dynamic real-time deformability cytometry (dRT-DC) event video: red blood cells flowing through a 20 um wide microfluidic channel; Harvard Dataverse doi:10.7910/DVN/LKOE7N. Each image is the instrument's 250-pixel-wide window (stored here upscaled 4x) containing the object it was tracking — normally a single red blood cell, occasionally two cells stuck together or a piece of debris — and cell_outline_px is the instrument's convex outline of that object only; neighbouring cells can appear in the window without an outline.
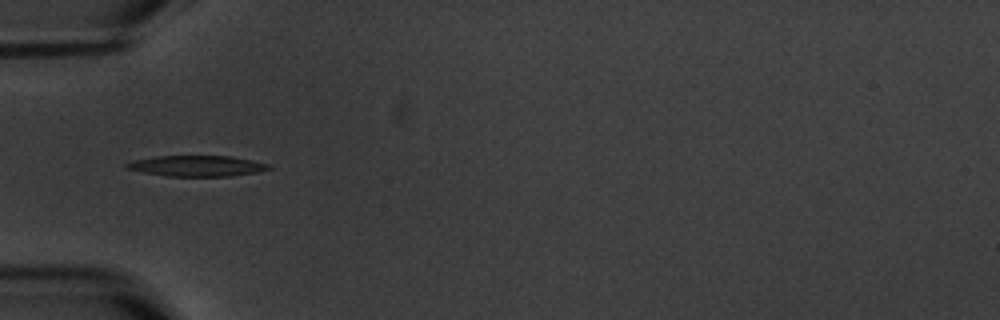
{"species": "common noctule bat (a hibernating species)", "species_latin": "Nyctalus noctula", "temperature_condition": "warm", "stored_images_in_passage": 4, "camera_frame_rate_fps": 3000, "um_per_image_px": 0.085, "animal": {"sex": "male", "body_mass_g": 20.1, "forearm_length_mm": 53.5}, "frame": {"image": 1, "passage_image": 4, "time_ms": 3.333, "image_size_px": [1000, 320], "cell_outline_px": [[272, 168], [256, 172], [232, 176], [168, 176], [144, 172], [124, 168], [124, 164], [132, 160], [156, 156], [232, 156], [268, 164]], "centroid_in_image_um": [16.69, 14.1], "position_along_channel_um": 68.3, "area_um2": 17.11}}